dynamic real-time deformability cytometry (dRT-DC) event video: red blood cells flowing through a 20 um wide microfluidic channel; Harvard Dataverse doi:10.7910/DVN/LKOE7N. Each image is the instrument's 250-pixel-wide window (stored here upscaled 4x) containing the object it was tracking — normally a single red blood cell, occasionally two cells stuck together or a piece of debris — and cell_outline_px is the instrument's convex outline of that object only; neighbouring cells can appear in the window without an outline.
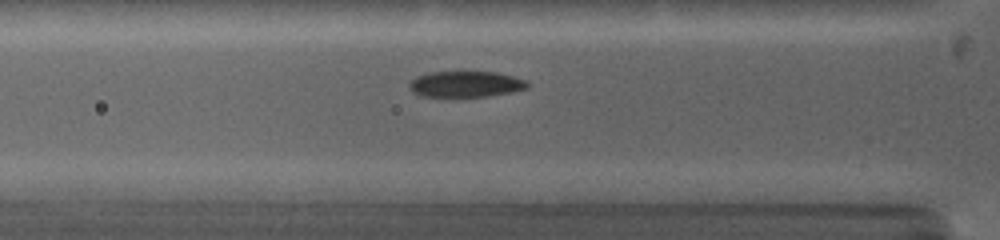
{"species": "common noctule bat (a hibernating species)", "species_latin": "Nyctalus noctula", "temperature_condition": "warm", "stored_images_in_passage": 17, "camera_frame_rate_fps": 5000, "um_per_image_px": 0.085, "animal": {"sex": "female", "body_mass_g": 19.0, "forearm_length_mm": 53.3}, "frame": {"image": 1, "passage_image": 8, "time_ms": 3.2, "image_size_px": [1000, 240], "cell_outline_px": [[528, 88], [512, 92], [488, 96], [420, 96], [412, 92], [408, 88], [408, 84], [416, 76], [428, 72], [496, 72], [512, 76], [524, 80], [528, 84]], "centroid_in_image_um": [39.54, 7.15], "position_along_channel_um": 86.3, "area_um2": 17.8}}
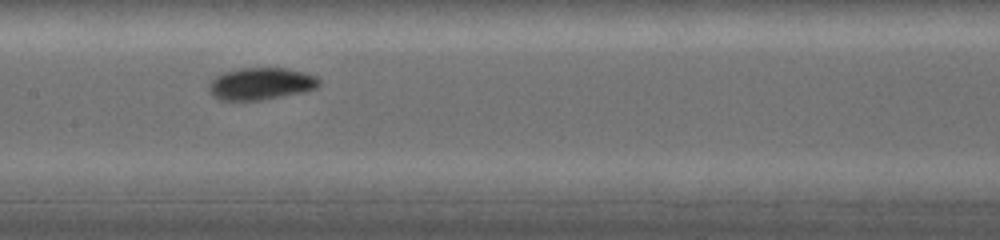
{"frame": {"image": 2, "passage_image": 13, "time_ms": 5.6, "image_size_px": [1000, 240], "cell_outline_px": [[320, 84], [316, 88], [304, 92], [260, 100], [220, 100], [212, 96], [208, 88], [208, 84], [220, 72], [240, 68], [288, 68], [304, 72], [316, 76], [320, 80]], "centroid_in_image_um": [22.16, 7.11], "position_along_channel_um": 185.2, "area_um2": 20.81}}
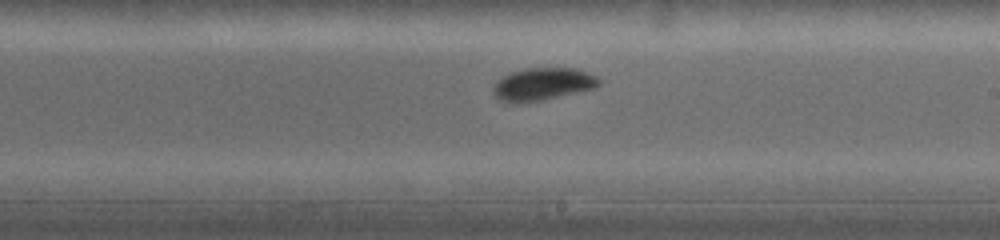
{"frame": {"image": 3, "passage_image": 16, "time_ms": 7.0, "image_size_px": [1000, 240], "cell_outline_px": [[600, 84], [596, 88], [540, 100], [520, 104], [516, 104], [500, 100], [492, 92], [492, 88], [504, 76], [512, 72], [528, 68], [576, 68], [588, 72], [596, 76], [600, 80]], "centroid_in_image_um": [46.15, 7.16], "position_along_channel_um": 242.8, "area_um2": 19.94}}